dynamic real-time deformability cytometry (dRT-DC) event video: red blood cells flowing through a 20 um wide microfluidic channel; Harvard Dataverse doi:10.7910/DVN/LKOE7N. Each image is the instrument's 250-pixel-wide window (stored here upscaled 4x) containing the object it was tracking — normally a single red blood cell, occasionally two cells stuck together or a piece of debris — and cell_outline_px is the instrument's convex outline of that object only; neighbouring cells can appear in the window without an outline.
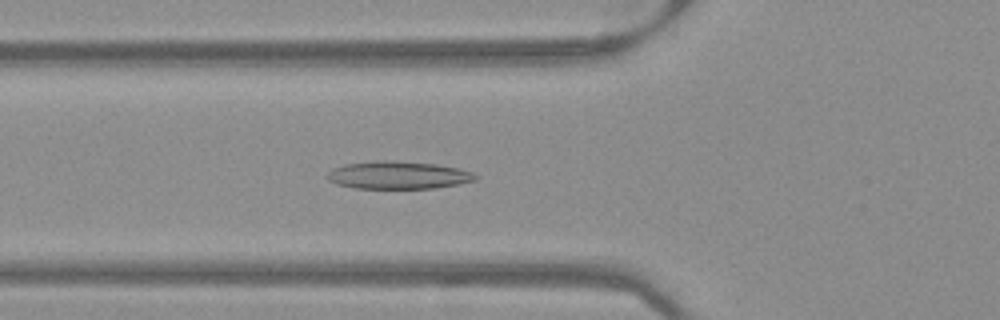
{"species": "Egyptian fruit bat (a non-hibernating species)", "species_latin": "Rousettus aegyptiacus", "temperature_condition": "warm", "stored_images_in_passage": 47, "camera_frame_rate_fps": 3000, "um_per_image_px": 0.085, "frame": {"image": 1, "passage_image": 15, "time_ms": 4.667, "image_size_px": [1000, 320], "cell_outline_px": [[480, 176], [476, 180], [436, 188], [352, 188], [336, 184], [328, 180], [324, 176], [332, 168], [344, 164], [380, 160], [396, 160], [436, 164], [456, 168], [472, 172]], "centroid_in_image_um": [33.8, 14.88], "position_along_channel_um": 92.0, "area_um2": 24.1}}
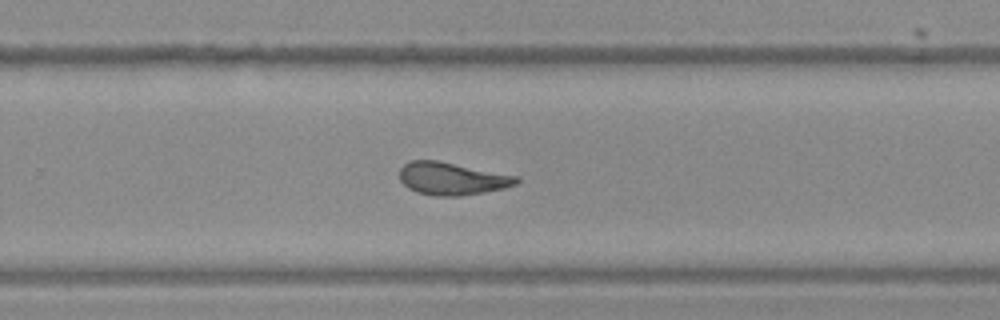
{"frame": {"image": 2, "passage_image": 30, "time_ms": 9.667, "image_size_px": [1000, 320], "cell_outline_px": [[520, 180], [516, 184], [504, 188], [460, 196], [436, 196], [416, 192], [408, 188], [400, 180], [400, 168], [404, 164], [412, 160], [436, 160], [516, 176]], "centroid_in_image_um": [38.37, 15.19], "position_along_channel_um": 291.4, "area_um2": 21.91}}
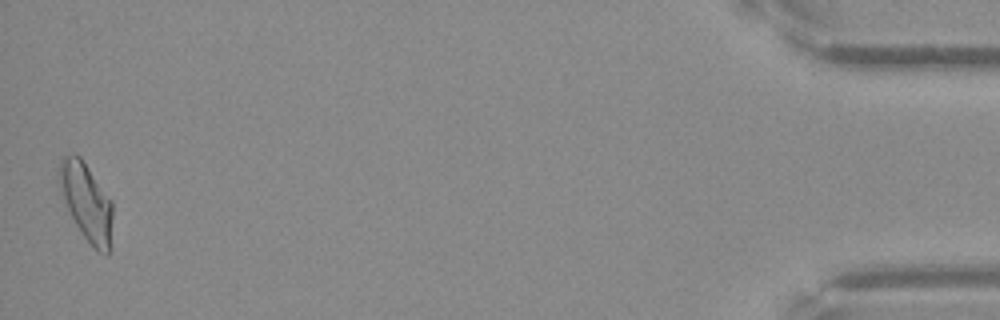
{"frame": {"image": 3, "passage_image": 47, "time_ms": 15.333, "image_size_px": [1000, 320], "cell_outline_px": [[112, 216], [108, 256], [96, 252], [84, 236], [76, 224], [64, 204], [56, 172], [56, 168], [60, 156], [72, 152], [80, 156], [112, 200]], "centroid_in_image_um": [7.29, 17.09], "position_along_channel_um": 427.9, "area_um2": 24.62}}